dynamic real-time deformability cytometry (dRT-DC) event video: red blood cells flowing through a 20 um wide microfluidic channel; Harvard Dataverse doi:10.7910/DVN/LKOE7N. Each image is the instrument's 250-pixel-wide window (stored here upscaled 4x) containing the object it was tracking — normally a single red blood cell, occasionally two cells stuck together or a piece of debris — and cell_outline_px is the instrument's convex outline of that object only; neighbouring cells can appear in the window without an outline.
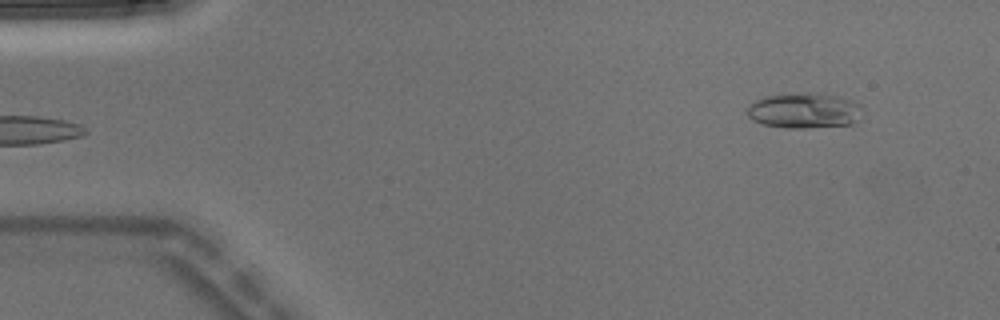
{"species": "Egyptian fruit bat (a non-hibernating species)", "species_latin": "Rousettus aegyptiacus", "temperature_condition": "warm", "stored_images_in_passage": 5, "camera_frame_rate_fps": 3000, "um_per_image_px": 0.085, "animal": {"sex": "male"}, "frame": {"image": 1, "passage_image": 5, "time_ms": 1.333, "image_size_px": [1000, 320], "cell_outline_px": [[860, 120], [852, 124], [804, 128], [784, 128], [760, 124], [752, 120], [748, 116], [748, 108], [756, 100], [764, 96], [792, 92], [820, 92], [840, 96], [852, 100], [860, 104]], "centroid_in_image_um": [68.37, 9.38], "position_along_channel_um": 16.6, "area_um2": 24.28}}